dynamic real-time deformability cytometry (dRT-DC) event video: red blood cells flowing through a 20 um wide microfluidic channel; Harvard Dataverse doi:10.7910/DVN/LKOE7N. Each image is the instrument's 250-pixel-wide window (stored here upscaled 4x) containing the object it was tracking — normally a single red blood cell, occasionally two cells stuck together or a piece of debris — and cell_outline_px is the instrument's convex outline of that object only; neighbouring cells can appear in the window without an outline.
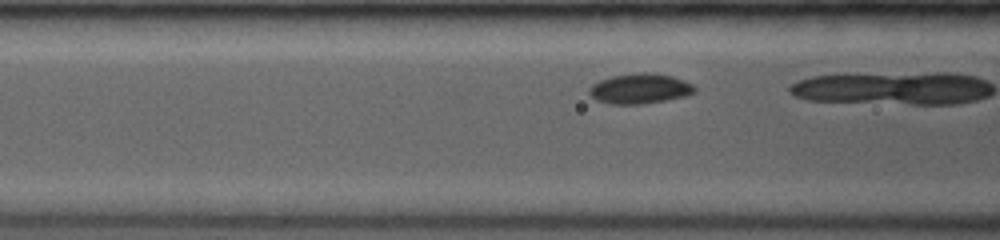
{"species": "common noctule bat (a hibernating species)", "species_latin": "Nyctalus noctula", "temperature_condition": "room temperature", "stored_images_in_passage": 24, "camera_frame_rate_fps": 3500, "um_per_image_px": 0.085, "animal": {"sex": "female", "body_mass_g": 19.0, "forearm_length_mm": 53.3}, "frame": {"image": 1, "passage_image": 10, "time_ms": 1.143, "image_size_px": [1000, 240], "cell_outline_px": [[696, 92], [688, 96], [640, 104], [612, 104], [596, 100], [588, 92], [588, 88], [592, 84], [600, 80], [612, 76], [640, 72], [652, 72], [672, 76], [684, 80], [692, 84], [696, 88]], "centroid_in_image_um": [54.4, 7.53], "position_along_channel_um": 112.2, "area_um2": 18.61}}